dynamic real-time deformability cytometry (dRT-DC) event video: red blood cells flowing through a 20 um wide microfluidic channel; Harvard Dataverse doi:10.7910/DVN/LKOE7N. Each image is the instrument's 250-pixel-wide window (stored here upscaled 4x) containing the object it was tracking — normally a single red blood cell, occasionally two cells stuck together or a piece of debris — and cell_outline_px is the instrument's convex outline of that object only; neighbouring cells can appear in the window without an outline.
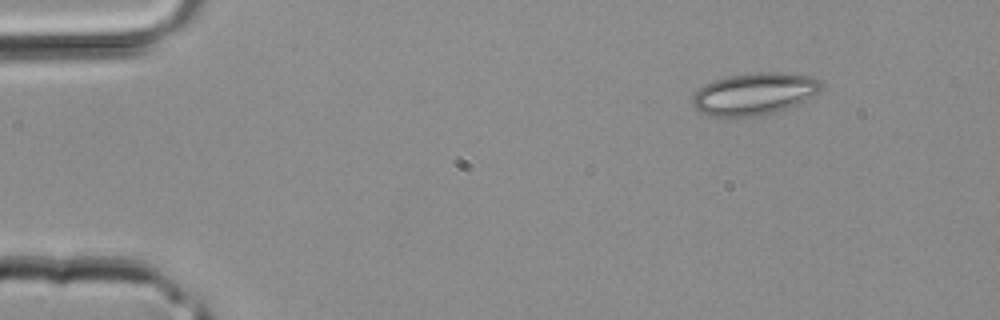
{"species": "common noctule bat (a hibernating species)", "species_latin": "Nyctalus noctula", "temperature_condition": "room temperature", "stored_images_in_passage": 3, "camera_frame_rate_fps": 3000, "um_per_image_px": 0.085, "animal": {"sex": "male", "body_mass_g": 20.4}, "frame": {"image": 1, "passage_image": 1, "time_ms": 0.0, "image_size_px": [1000, 320], "cell_outline_px": [[820, 92], [796, 104], [776, 112], [756, 116], [708, 116], [700, 112], [692, 104], [692, 96], [704, 84], [712, 80], [728, 76], [756, 72], [780, 72], [808, 76], [820, 80]], "centroid_in_image_um": [64.08, 7.97], "position_along_channel_um": 20.9, "area_um2": 31.39}}